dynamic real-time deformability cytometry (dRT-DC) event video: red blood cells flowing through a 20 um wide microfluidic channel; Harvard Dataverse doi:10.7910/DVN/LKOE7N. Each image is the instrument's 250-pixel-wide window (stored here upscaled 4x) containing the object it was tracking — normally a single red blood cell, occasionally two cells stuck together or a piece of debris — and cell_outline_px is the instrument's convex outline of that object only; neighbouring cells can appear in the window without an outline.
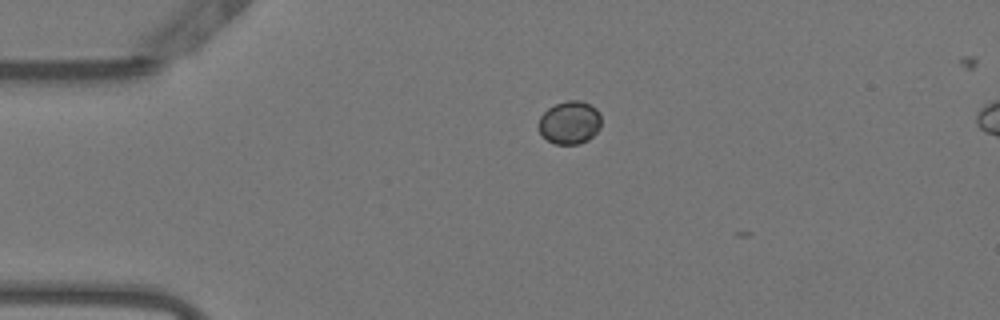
{"species": "Egyptian fruit bat (a non-hibernating species)", "species_latin": "Rousettus aegyptiacus", "temperature_condition": "warm", "stored_images_in_passage": 5, "camera_frame_rate_fps": 3000, "um_per_image_px": 0.085, "animal": {"sex": "female"}, "frame": {"image": 1, "passage_image": 1, "time_ms": 0.0, "image_size_px": [1000, 320], "cell_outline_px": [[600, 128], [588, 140], [580, 144], [556, 144], [548, 140], [540, 132], [536, 124], [540, 116], [548, 108], [556, 104], [568, 100], [580, 100], [596, 108], [600, 116]], "centroid_in_image_um": [48.4, 10.42], "position_along_channel_um": 36.6, "area_um2": 15.72}}